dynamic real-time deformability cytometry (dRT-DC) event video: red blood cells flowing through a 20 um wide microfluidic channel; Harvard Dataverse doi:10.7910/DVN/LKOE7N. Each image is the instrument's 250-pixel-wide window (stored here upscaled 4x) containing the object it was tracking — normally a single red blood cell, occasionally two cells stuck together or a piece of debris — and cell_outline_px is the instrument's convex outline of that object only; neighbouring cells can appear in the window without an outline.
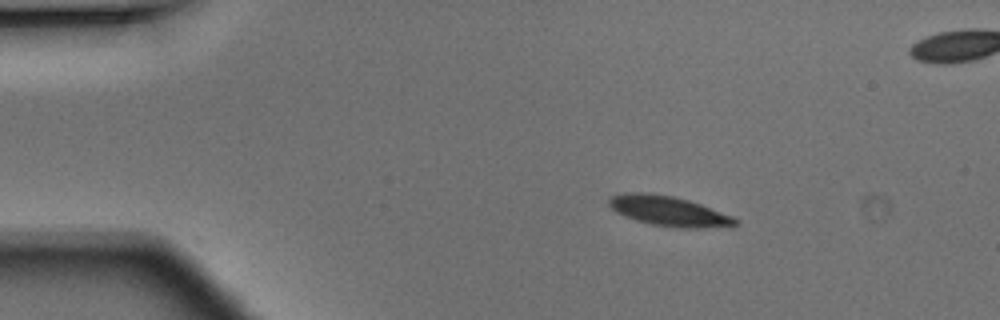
{"species": "Egyptian fruit bat (a non-hibernating species)", "species_latin": "Rousettus aegyptiacus", "temperature_condition": "warm", "stored_images_in_passage": 2, "camera_frame_rate_fps": 3000, "um_per_image_px": 0.085, "animal": {"sex": "male"}, "frame": {"image": 1, "passage_image": 1, "time_ms": 0.0, "image_size_px": [1000, 320], "cell_outline_px": [[736, 224], [696, 228], [680, 228], [652, 224], [636, 220], [624, 216], [616, 212], [608, 204], [608, 200], [612, 196], [624, 192], [648, 192], [672, 196], [688, 200], [700, 204], [732, 216], [736, 220]], "centroid_in_image_um": [56.74, 17.92], "position_along_channel_um": 28.3, "area_um2": 21.62}}